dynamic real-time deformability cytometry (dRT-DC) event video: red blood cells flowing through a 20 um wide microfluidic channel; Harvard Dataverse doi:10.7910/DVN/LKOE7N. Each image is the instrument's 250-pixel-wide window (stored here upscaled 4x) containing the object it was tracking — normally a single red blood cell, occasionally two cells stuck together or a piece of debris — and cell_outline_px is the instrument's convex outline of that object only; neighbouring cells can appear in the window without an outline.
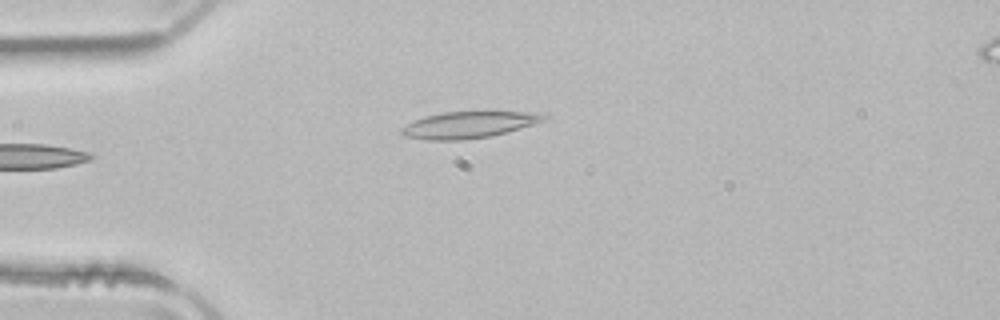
{"species": "common noctule bat (a hibernating species)", "species_latin": "Nyctalus noctula", "temperature_condition": "room temperature", "stored_images_in_passage": 35, "camera_frame_rate_fps": 3000, "um_per_image_px": 0.085, "animal": {"sex": "male", "body_mass_g": 21.5, "forearm_length_mm": 52.0}, "frame": {"image": 1, "passage_image": 1, "time_ms": 0.0, "image_size_px": [1000, 320], "cell_outline_px": [[548, 116], [544, 120], [532, 124], [492, 136], [460, 140], [428, 140], [408, 136], [400, 132], [400, 128], [424, 116], [444, 112], [548, 112]], "centroid_in_image_um": [39.88, 10.6], "position_along_channel_um": 45.1, "area_um2": 21.73}}
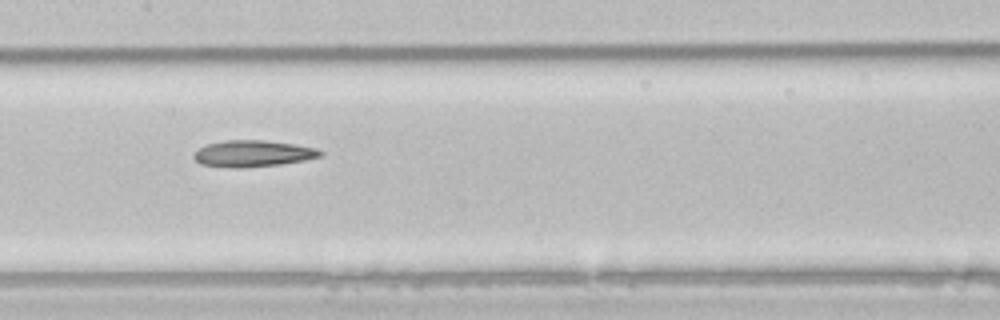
{"frame": {"image": 2, "passage_image": 13, "time_ms": 4.0, "image_size_px": [1000, 320], "cell_outline_px": [[324, 156], [304, 160], [280, 164], [240, 168], [232, 168], [200, 164], [192, 156], [200, 148], [208, 144], [224, 140], [264, 140], [296, 144], [316, 148], [324, 152]], "centroid_in_image_um": [21.53, 13.05], "position_along_channel_um": 185.9, "area_um2": 19.54}}
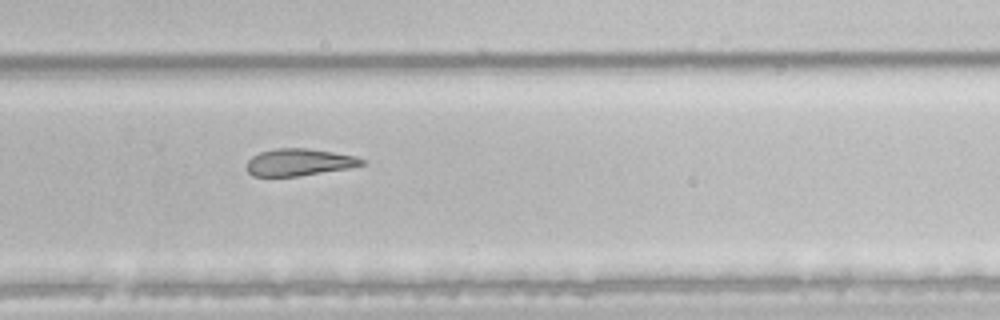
{"frame": {"image": 3, "passage_image": 22, "time_ms": 7.0, "image_size_px": [1000, 320], "cell_outline_px": [[364, 164], [348, 168], [300, 176], [252, 176], [248, 172], [248, 160], [252, 156], [260, 152], [276, 148], [308, 148], [356, 156], [364, 160]], "centroid_in_image_um": [25.41, 13.79], "position_along_channel_um": 304.4, "area_um2": 18.03}, "authors_computed_cell_mechanics": {"area_um2": 19.941, "velocity_mm_per_s": 3.9763, "shape_relaxation_time_tau1_ms": 8.9475, "shape_relaxation_time_tau2_ms": 9.0785, "deformation_change_tau1": 0.1767, "deformation_change_tau2": 0.2078}}